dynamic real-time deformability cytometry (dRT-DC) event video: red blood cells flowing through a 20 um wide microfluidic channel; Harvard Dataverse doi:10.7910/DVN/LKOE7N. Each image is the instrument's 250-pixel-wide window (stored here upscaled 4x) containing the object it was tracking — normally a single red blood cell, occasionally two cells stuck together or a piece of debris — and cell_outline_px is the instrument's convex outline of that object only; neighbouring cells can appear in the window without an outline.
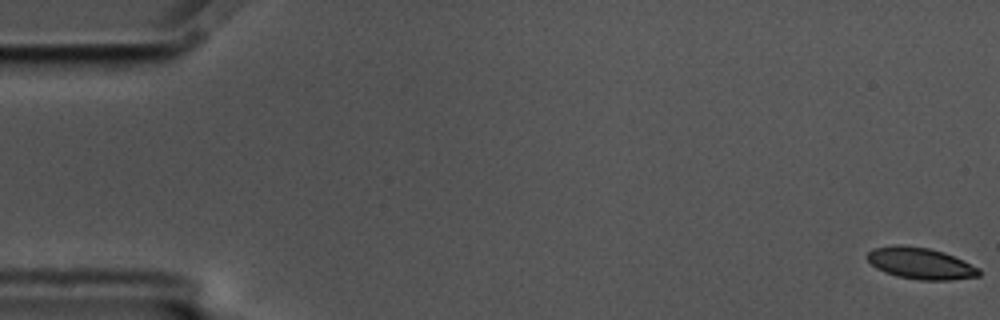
{"species": "common noctule bat (a hibernating species)", "species_latin": "Nyctalus noctula", "temperature_condition": "cold", "stored_images_in_passage": 59, "camera_frame_rate_fps": 3000, "um_per_image_px": 0.085, "animal": {"sex": "male", "body_mass_g": 17.5, "forearm_length_mm": 52.3}, "frame": {"image": 1, "passage_image": 1, "time_ms": 0.0, "image_size_px": [1000, 320], "cell_outline_px": [[980, 276], [948, 280], [920, 280], [896, 276], [884, 272], [876, 268], [864, 256], [872, 248], [896, 244], [900, 244], [928, 248], [944, 252], [964, 260], [980, 268]], "centroid_in_image_um": [78.22, 22.37], "position_along_channel_um": 6.8, "area_um2": 20.75}}
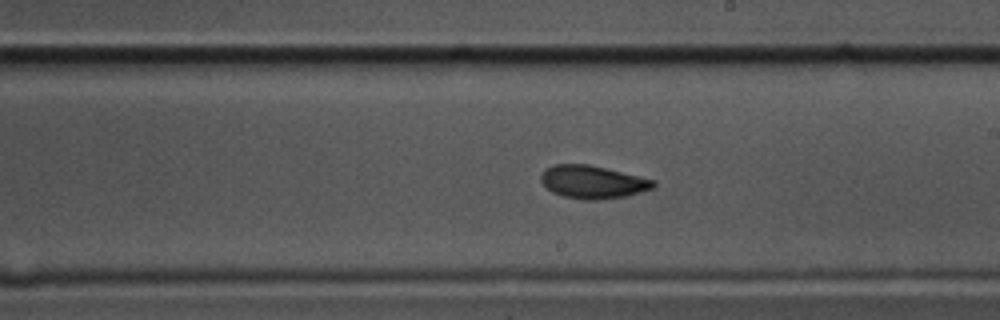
{"frame": {"image": 2, "passage_image": 34, "time_ms": 11.0, "image_size_px": [1000, 320], "cell_outline_px": [[656, 188], [628, 196], [596, 200], [584, 200], [564, 196], [552, 192], [540, 180], [540, 176], [544, 168], [552, 164], [588, 164], [656, 180]], "centroid_in_image_um": [50.4, 15.47], "position_along_channel_um": 238.6, "area_um2": 21.79}}
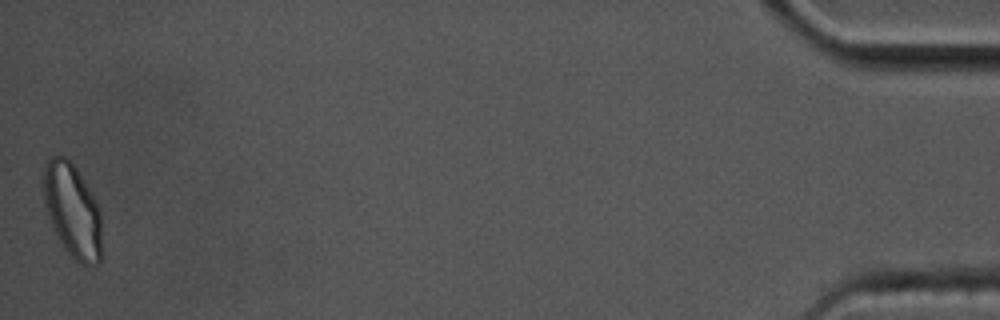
{"frame": {"image": 3, "passage_image": 59, "time_ms": 19.333, "image_size_px": [1000, 320], "cell_outline_px": [[100, 264], [80, 264], [64, 248], [52, 228], [44, 204], [44, 160], [52, 156], [68, 156], [92, 192], [96, 200], [100, 212]], "centroid_in_image_um": [6.13, 17.85], "position_along_channel_um": 429.1, "area_um2": 31.91}, "authors_computed_cell_mechanics": {"area_um2": 21.386, "velocity_mm_per_s": 3.425, "shape_relaxation_time_tau1_ms": 4.2489, "shape_relaxation_time_tau2_ms": 2.3302, "deformation_change_tau1": 0.1117, "deformation_change_tau2": 0.0609}}